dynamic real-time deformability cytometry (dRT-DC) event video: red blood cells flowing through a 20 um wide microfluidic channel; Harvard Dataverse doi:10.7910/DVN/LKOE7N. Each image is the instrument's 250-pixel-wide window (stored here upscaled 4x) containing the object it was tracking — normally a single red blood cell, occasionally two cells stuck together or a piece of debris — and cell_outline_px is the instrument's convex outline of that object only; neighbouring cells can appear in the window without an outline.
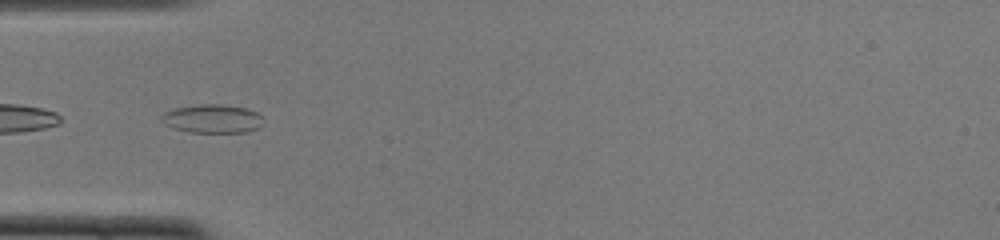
{"species": "common noctule bat (a hibernating species)", "species_latin": "Nyctalus noctula", "temperature_condition": "cold", "stored_images_in_passage": 21, "camera_frame_rate_fps": 3000, "um_per_image_px": 0.085, "animal": {"sex": "female", "body_mass_g": 22.0, "forearm_length_mm": 56.7}, "frame": {"image": 1, "passage_image": 3, "time_ms": 0.667, "image_size_px": [1000, 240], "cell_outline_px": [[260, 124], [256, 128], [244, 132], [192, 132], [172, 128], [164, 124], [160, 120], [160, 116], [164, 112], [172, 108], [196, 104], [224, 104], [248, 108], [256, 112], [260, 116]], "centroid_in_image_um": [17.96, 10.07], "position_along_channel_um": 67.0, "area_um2": 16.99}}